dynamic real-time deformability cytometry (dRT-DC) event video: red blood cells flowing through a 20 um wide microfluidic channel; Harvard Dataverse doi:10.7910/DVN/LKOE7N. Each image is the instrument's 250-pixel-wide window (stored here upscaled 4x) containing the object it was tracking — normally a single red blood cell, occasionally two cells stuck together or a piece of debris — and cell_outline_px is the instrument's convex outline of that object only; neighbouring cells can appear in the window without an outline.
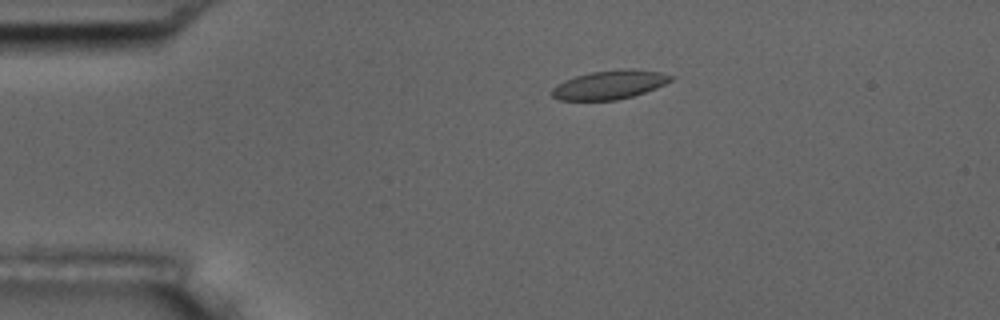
{"species": "common noctule bat (a hibernating species)", "species_latin": "Nyctalus noctula", "temperature_condition": "room temperature", "stored_images_in_passage": 3, "camera_frame_rate_fps": 3000, "um_per_image_px": 0.085, "animal": {"sex": "male", "body_mass_g": 17.5, "forearm_length_mm": 52.3}, "frame": {"image": 1, "passage_image": 1, "time_ms": 0.0, "image_size_px": [1000, 320], "cell_outline_px": [[676, 76], [672, 80], [656, 88], [632, 96], [616, 100], [556, 100], [552, 96], [552, 88], [556, 84], [564, 80], [576, 76], [592, 72], [620, 68], [632, 68], [660, 72]], "centroid_in_image_um": [51.82, 7.19], "position_along_channel_um": 33.2, "area_um2": 20.11}}
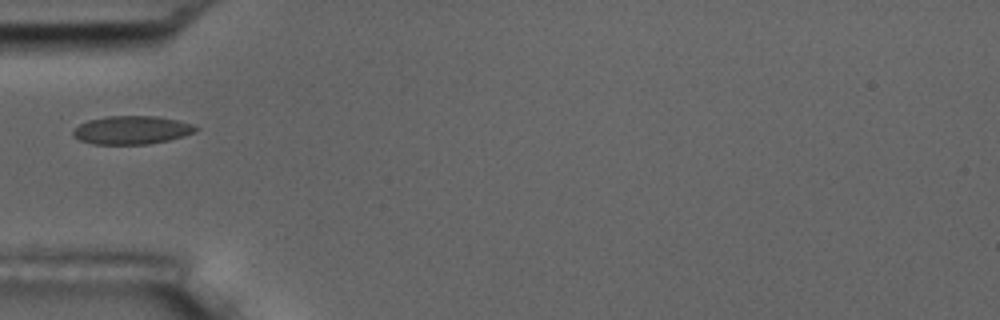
{"frame": {"image": 2, "passage_image": 3, "time_ms": 2.333, "image_size_px": [1000, 320], "cell_outline_px": [[200, 128], [196, 132], [184, 136], [168, 140], [148, 144], [92, 144], [80, 140], [72, 136], [72, 132], [80, 124], [88, 120], [108, 116], [156, 116], [176, 120], [192, 124]], "centroid_in_image_um": [11.21, 11.06], "position_along_channel_um": 73.8, "area_um2": 20.23}}